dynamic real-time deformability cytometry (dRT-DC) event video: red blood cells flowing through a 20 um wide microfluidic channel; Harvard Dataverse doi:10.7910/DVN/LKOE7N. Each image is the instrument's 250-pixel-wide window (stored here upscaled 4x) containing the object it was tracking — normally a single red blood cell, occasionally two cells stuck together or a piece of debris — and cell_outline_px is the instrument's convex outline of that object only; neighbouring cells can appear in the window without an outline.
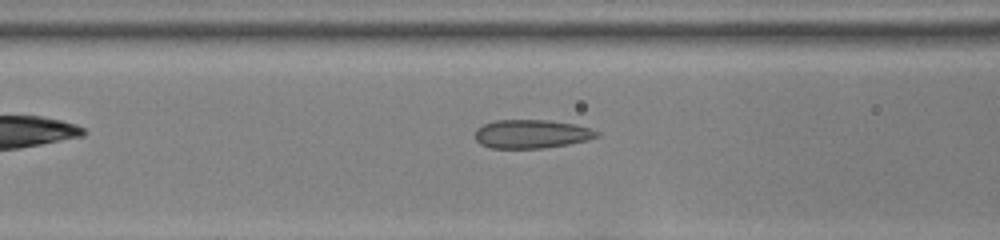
{"species": "common noctule bat (a hibernating species)", "species_latin": "Nyctalus noctula", "temperature_condition": "room temperature", "stored_images_in_passage": 30, "camera_frame_rate_fps": 3000, "um_per_image_px": 0.085, "animal": {"sex": "female", "body_mass_g": 22.0, "forearm_length_mm": 56.7}, "frame": {"image": 1, "passage_image": 6, "time_ms": 1.667, "image_size_px": [1000, 240], "cell_outline_px": [[600, 136], [588, 140], [568, 144], [544, 148], [492, 148], [480, 144], [476, 140], [476, 128], [484, 124], [496, 120], [548, 120], [576, 124], [600, 132]], "centroid_in_image_um": [45.2, 11.39], "position_along_channel_um": 121.4, "area_um2": 20.35}}
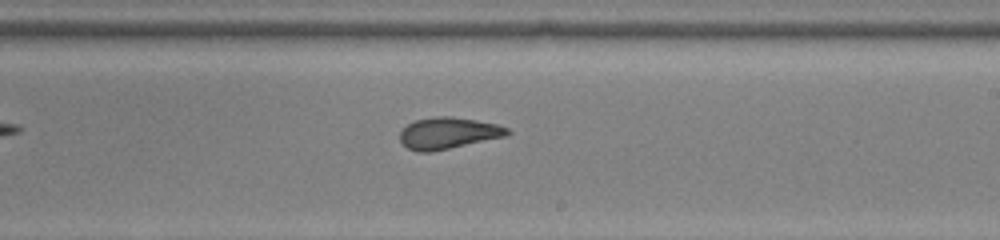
{"frame": {"image": 2, "passage_image": 16, "time_ms": 5.0, "image_size_px": [1000, 240], "cell_outline_px": [[512, 132], [504, 136], [432, 152], [416, 152], [408, 148], [400, 140], [400, 132], [408, 124], [416, 120], [436, 116], [452, 116], [476, 120], [496, 124], [508, 128]], "centroid_in_image_um": [38.08, 11.31], "position_along_channel_um": 250.9, "area_um2": 19.54}}
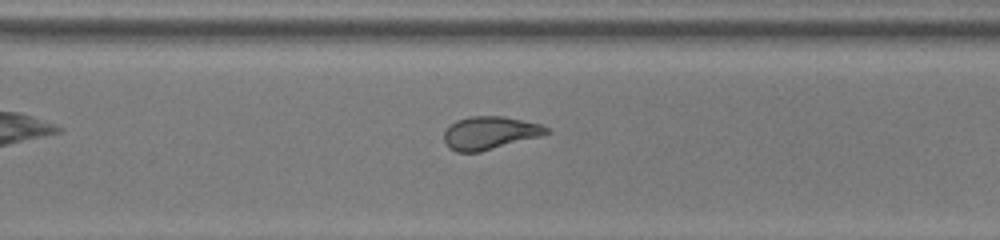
{"frame": {"image": 3, "passage_image": 22, "time_ms": 7.0, "image_size_px": [1000, 240], "cell_outline_px": [[552, 132], [540, 136], [480, 152], [456, 152], [448, 148], [444, 140], [444, 132], [456, 120], [472, 116], [504, 116], [540, 124], [548, 128]], "centroid_in_image_um": [41.63, 11.3], "position_along_channel_um": 329.0, "area_um2": 19.59}}